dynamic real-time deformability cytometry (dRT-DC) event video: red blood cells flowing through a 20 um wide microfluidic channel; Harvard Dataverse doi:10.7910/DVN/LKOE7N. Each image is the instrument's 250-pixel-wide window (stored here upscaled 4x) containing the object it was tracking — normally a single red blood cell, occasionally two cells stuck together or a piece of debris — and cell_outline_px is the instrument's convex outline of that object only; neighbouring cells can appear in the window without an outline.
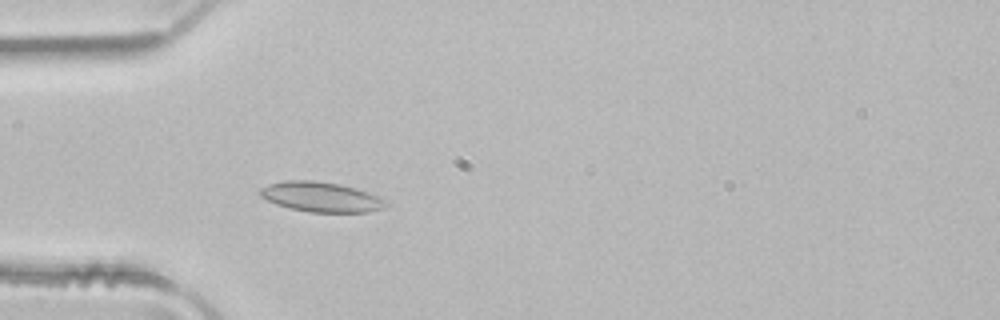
{"species": "common noctule bat (a hibernating species)", "species_latin": "Nyctalus noctula", "temperature_condition": "room temperature", "stored_images_in_passage": 4, "camera_frame_rate_fps": 3000, "um_per_image_px": 0.085, "animal": {"sex": "male", "body_mass_g": 21.5, "forearm_length_mm": 52.0}, "frame": {"image": 1, "passage_image": 4, "time_ms": 1.0, "image_size_px": [1000, 320], "cell_outline_px": [[388, 204], [384, 208], [368, 212], [308, 212], [288, 208], [276, 204], [260, 196], [260, 188], [268, 184], [284, 180], [316, 180], [340, 184], [356, 188], [376, 196], [384, 200]], "centroid_in_image_um": [27.25, 16.73], "position_along_channel_um": 57.7, "area_um2": 21.96}}